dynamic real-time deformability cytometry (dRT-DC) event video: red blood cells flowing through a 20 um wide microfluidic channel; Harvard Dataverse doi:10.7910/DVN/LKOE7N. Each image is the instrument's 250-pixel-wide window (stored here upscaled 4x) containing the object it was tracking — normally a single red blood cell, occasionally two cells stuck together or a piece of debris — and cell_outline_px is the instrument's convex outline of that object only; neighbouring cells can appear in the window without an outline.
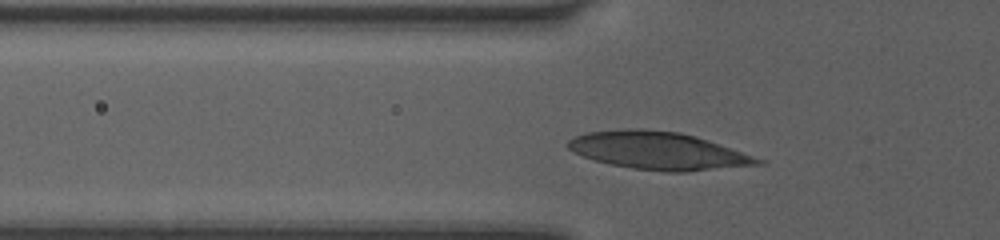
{"species": "human", "species_latin": "Homo sapiens", "temperature_condition": "room temperature", "stored_images_in_passage": 35, "camera_frame_rate_fps": 3000, "um_per_image_px": 0.085, "donor": {"sex": "female"}, "frame": {"image": 1, "passage_image": 9, "time_ms": 2.667, "image_size_px": [1000, 240], "cell_outline_px": [[768, 160], [764, 164], [688, 172], [664, 172], [632, 168], [608, 164], [584, 156], [568, 148], [568, 140], [576, 136], [588, 132], [628, 128], [636, 128], [680, 132], [696, 136]], "centroid_in_image_um": [56.03, 12.82], "position_along_channel_um": 69.8, "area_um2": 41.79}}
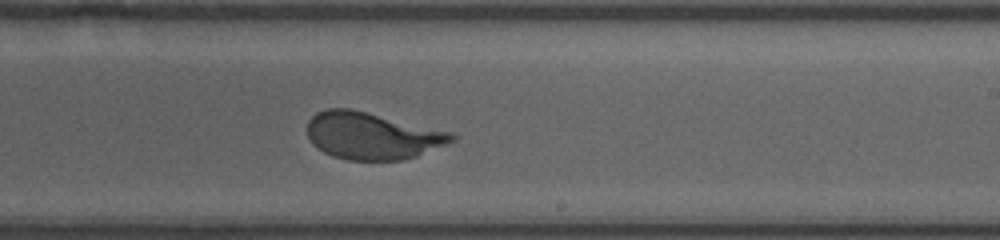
{"frame": {"image": 2, "passage_image": 23, "time_ms": 7.333, "image_size_px": [1000, 240], "cell_outline_px": [[456, 136], [452, 140], [444, 144], [416, 156], [400, 160], [348, 160], [332, 156], [316, 148], [312, 144], [308, 136], [308, 120], [316, 112], [328, 108], [348, 108], [452, 132]], "centroid_in_image_um": [31.56, 11.54], "position_along_channel_um": 257.4, "area_um2": 39.13}}
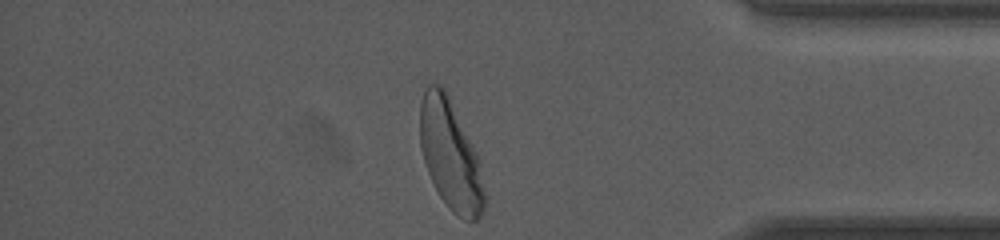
{"frame": {"image": 3, "passage_image": 35, "time_ms": 11.333, "image_size_px": [1000, 240], "cell_outline_px": [[484, 208], [480, 216], [476, 220], [464, 220], [456, 216], [448, 208], [440, 196], [424, 164], [420, 148], [420, 100], [424, 88], [428, 84], [440, 84], [444, 88], [476, 152], [484, 192]], "centroid_in_image_um": [38.24, 13.17], "position_along_channel_um": 397.0, "area_um2": 40.69}, "authors_computed_cell_mechanics": {"area_um2": 39.1306, "velocity_mm_per_s": 4.0368, "shape_relaxation_time_tau1_ms": 3.6864, "shape_relaxation_time_tau2_ms": null, "deformation_change_tau1": 0.184, "deformation_change_tau2": null}}